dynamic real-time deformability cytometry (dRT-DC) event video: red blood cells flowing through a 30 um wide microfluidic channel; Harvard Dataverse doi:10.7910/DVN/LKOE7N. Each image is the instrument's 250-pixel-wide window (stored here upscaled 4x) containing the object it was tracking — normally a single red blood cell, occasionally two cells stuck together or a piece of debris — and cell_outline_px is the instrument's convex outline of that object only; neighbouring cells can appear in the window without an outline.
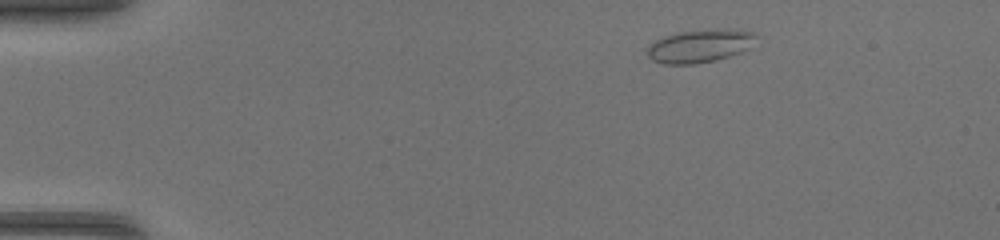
{"species": "common noctule bat (a hibernating species)", "species_latin": "Nyctalus noctula", "temperature_condition": "warm", "stored_images_in_passage": 40, "camera_frame_rate_fps": 3000, "um_per_image_px": 0.085, "animal": {"sex": "female", "body_mass_g": 17.0, "forearm_length_mm": 48.0}, "frame": {"image": 1, "passage_image": 2, "time_ms": 0.333, "image_size_px": [1000, 240], "cell_outline_px": [[760, 36], [748, 48], [740, 52], [716, 60], [692, 64], [664, 64], [652, 60], [648, 56], [648, 44], [664, 36], [680, 32], [716, 28], [720, 28], [756, 32]], "centroid_in_image_um": [59.51, 3.89], "position_along_channel_um": 25.5, "area_um2": 21.04}}
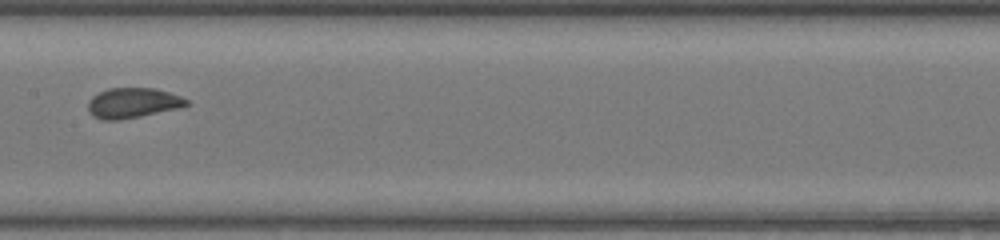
{"frame": {"image": 2, "passage_image": 19, "time_ms": 6.0, "image_size_px": [1000, 240], "cell_outline_px": [[192, 104], [176, 108], [140, 116], [120, 120], [104, 120], [92, 116], [88, 112], [88, 100], [92, 96], [108, 88], [156, 88], [180, 96], [188, 100]], "centroid_in_image_um": [11.26, 8.75], "position_along_channel_um": 196.1, "area_um2": 17.28}}
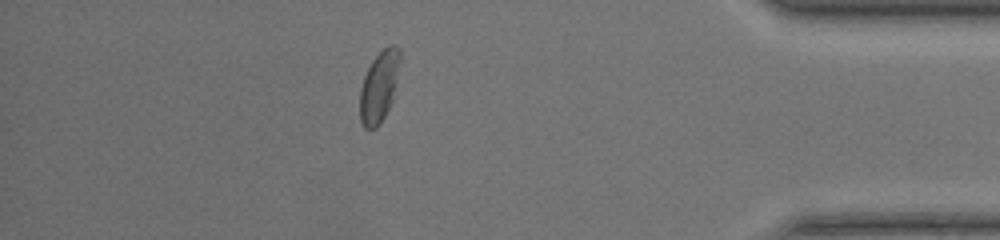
{"frame": {"image": 3, "passage_image": 35, "time_ms": 11.333, "image_size_px": [1000, 240], "cell_outline_px": [[400, 60], [392, 100], [380, 124], [376, 128], [364, 128], [360, 120], [360, 88], [364, 76], [372, 60], [388, 44], [396, 44], [400, 48]], "centroid_in_image_um": [32.22, 7.33], "position_along_channel_um": 403.0, "area_um2": 16.47}}